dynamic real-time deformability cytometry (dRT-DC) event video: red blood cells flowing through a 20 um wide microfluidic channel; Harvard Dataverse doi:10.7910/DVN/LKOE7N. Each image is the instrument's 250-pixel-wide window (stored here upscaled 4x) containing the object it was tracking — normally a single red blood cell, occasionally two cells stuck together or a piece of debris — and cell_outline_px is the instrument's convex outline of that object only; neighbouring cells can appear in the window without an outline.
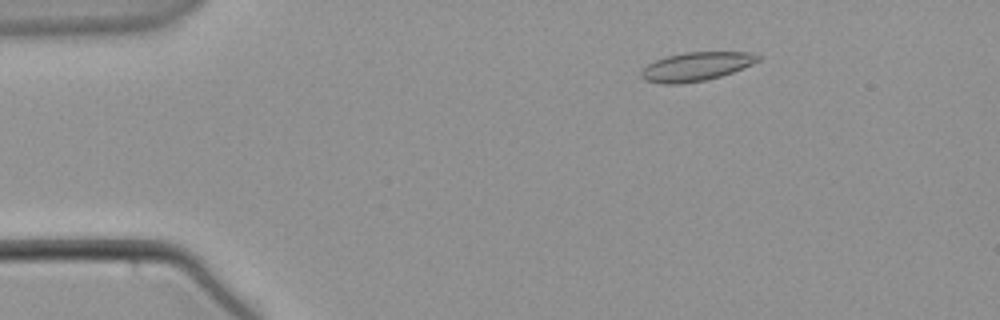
{"species": "common noctule bat (a hibernating species)", "species_latin": "Nyctalus noctula", "temperature_condition": "warm", "stored_images_in_passage": 48, "camera_frame_rate_fps": 3000, "um_per_image_px": 0.085, "animal": {"sex": "male", "body_mass_g": 21.5, "forearm_length_mm": 52.0}, "frame": {"image": 1, "passage_image": 1, "time_ms": 0.0, "image_size_px": [1000, 320], "cell_outline_px": [[764, 56], [760, 60], [752, 64], [732, 72], [720, 76], [704, 80], [680, 84], [660, 84], [644, 80], [640, 76], [640, 72], [648, 64], [656, 60], [668, 56], [688, 52], [752, 52]], "centroid_in_image_um": [59.19, 5.65], "position_along_channel_um": 25.8, "area_um2": 19.54}}
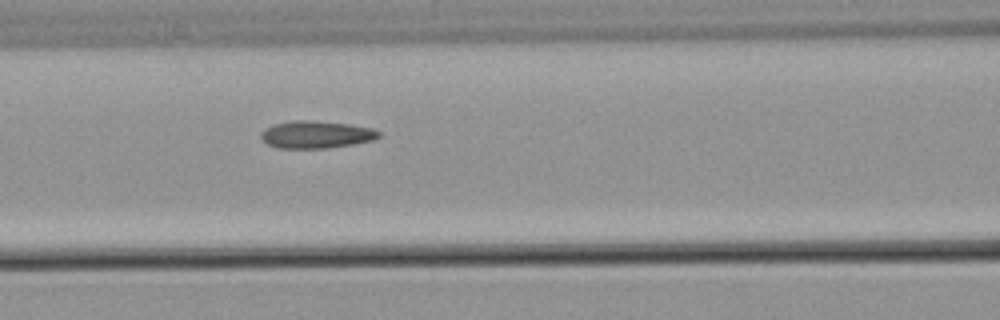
{"frame": {"image": 2, "passage_image": 16, "time_ms": 5.0, "image_size_px": [1000, 320], "cell_outline_px": [[380, 136], [376, 140], [352, 144], [324, 148], [276, 148], [268, 144], [260, 136], [260, 132], [264, 128], [272, 124], [292, 120], [312, 120], [352, 124], [372, 128], [380, 132]], "centroid_in_image_um": [26.86, 11.42], "position_along_channel_um": 139.7, "area_um2": 19.02}}
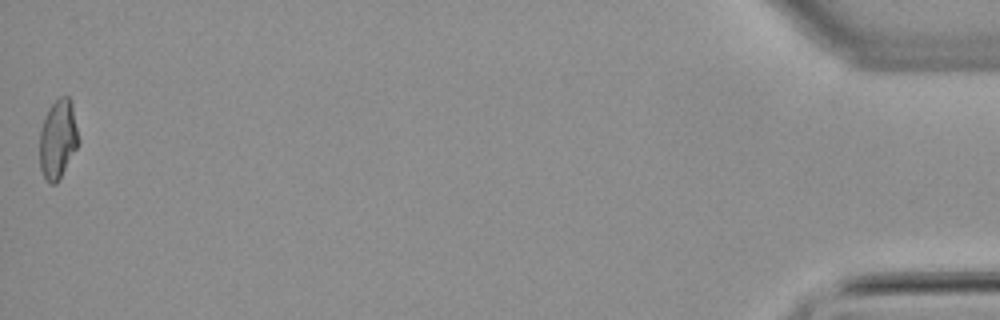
{"frame": {"image": 3, "passage_image": 48, "time_ms": 15.667, "image_size_px": [1000, 320], "cell_outline_px": [[80, 140], [76, 148], [56, 184], [48, 184], [40, 168], [40, 132], [44, 116], [48, 108], [60, 96], [68, 96], [72, 100]], "centroid_in_image_um": [4.93, 11.78], "position_along_channel_um": 430.3, "area_um2": 17.98}}